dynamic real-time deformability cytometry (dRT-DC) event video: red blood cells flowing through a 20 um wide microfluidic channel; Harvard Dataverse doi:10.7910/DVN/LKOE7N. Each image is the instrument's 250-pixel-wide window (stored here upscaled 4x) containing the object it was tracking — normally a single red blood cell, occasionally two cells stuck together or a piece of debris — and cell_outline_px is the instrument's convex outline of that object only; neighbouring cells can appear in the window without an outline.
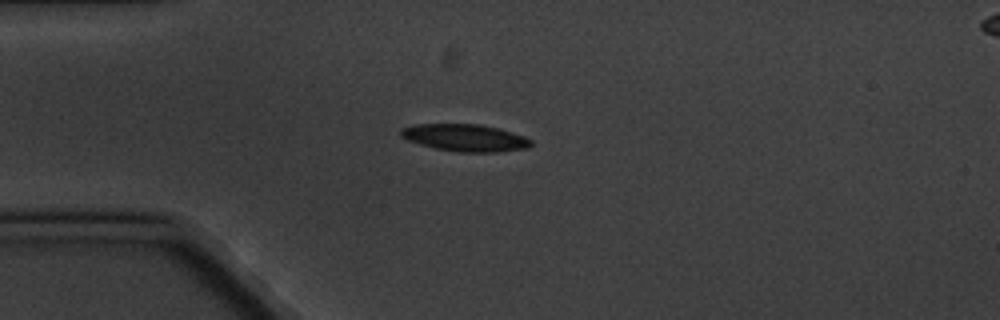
{"species": "common noctule bat (a hibernating species)", "species_latin": "Nyctalus noctula", "temperature_condition": "cold", "stored_images_in_passage": 4, "camera_frame_rate_fps": 3000, "um_per_image_px": 0.085, "animal": {"sex": "male", "body_mass_g": 20.1, "forearm_length_mm": 53.5}, "frame": {"image": 1, "passage_image": 1, "time_ms": 0.0, "image_size_px": [1000, 320], "cell_outline_px": [[532, 144], [528, 148], [496, 152], [460, 152], [436, 148], [420, 144], [408, 140], [400, 136], [400, 128], [416, 124], [480, 124], [512, 132], [524, 136], [532, 140]], "centroid_in_image_um": [39.53, 11.7], "position_along_channel_um": 45.5, "area_um2": 20.52}}